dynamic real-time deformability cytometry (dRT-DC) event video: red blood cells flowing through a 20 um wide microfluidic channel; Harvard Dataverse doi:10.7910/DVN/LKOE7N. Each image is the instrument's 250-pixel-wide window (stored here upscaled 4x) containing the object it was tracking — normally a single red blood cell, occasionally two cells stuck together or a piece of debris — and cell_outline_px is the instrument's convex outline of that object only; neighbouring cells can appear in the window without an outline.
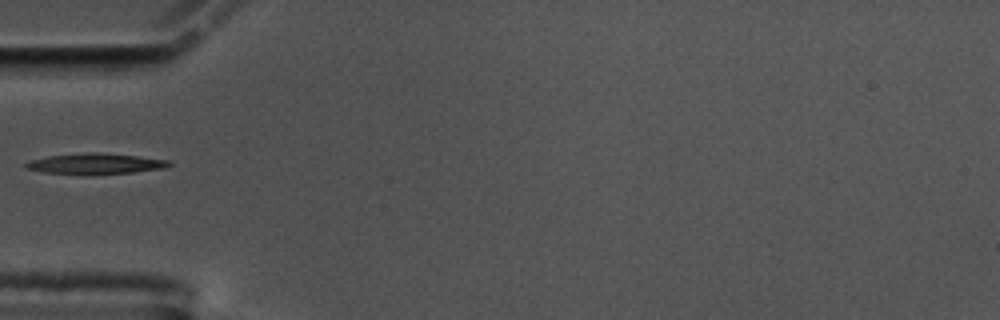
{"species": "common noctule bat (a hibernating species)", "species_latin": "Nyctalus noctula", "temperature_condition": "cold", "stored_images_in_passage": 38, "camera_frame_rate_fps": 3000, "um_per_image_px": 0.085, "animal": {"sex": "male", "body_mass_g": 17.5, "forearm_length_mm": 52.3}, "frame": {"image": 1, "passage_image": 1, "time_ms": 0.0, "image_size_px": [1000, 320], "cell_outline_px": [[172, 164], [164, 168], [132, 172], [44, 172], [28, 168], [24, 164], [28, 160], [48, 156], [88, 152], [96, 152], [136, 156], [172, 160]], "centroid_in_image_um": [8.16, 13.87], "position_along_channel_um": 76.8, "area_um2": 16.3}}
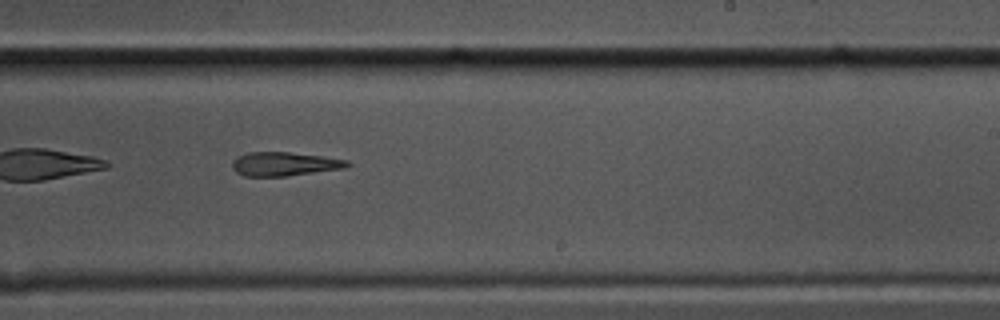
{"frame": {"image": 2, "passage_image": 17, "time_ms": 5.333, "image_size_px": [1000, 320], "cell_outline_px": [[352, 164], [348, 168], [288, 176], [244, 176], [236, 172], [232, 168], [232, 160], [236, 156], [248, 152], [288, 152], [320, 156], [348, 160]], "centroid_in_image_um": [24.18, 13.94], "position_along_channel_um": 264.8, "area_um2": 16.18}}